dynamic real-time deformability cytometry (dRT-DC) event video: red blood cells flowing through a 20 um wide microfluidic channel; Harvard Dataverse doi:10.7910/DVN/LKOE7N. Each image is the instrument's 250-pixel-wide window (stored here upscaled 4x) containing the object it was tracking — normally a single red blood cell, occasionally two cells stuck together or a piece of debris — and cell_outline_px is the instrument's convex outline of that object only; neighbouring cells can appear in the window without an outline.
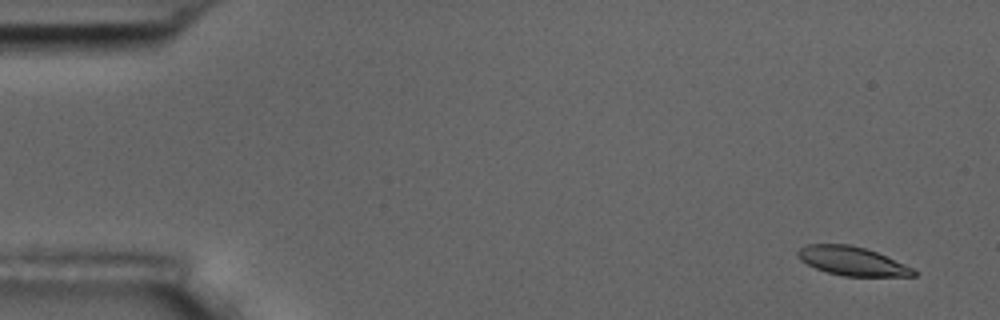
{"species": "common noctule bat (a hibernating species)", "species_latin": "Nyctalus noctula", "temperature_condition": "room temperature", "stored_images_in_passage": 2, "camera_frame_rate_fps": 3000, "um_per_image_px": 0.085, "animal": {"sex": "male", "body_mass_g": 17.5, "forearm_length_mm": 52.3}, "frame": {"image": 1, "passage_image": 2, "time_ms": 1.333, "image_size_px": [1000, 320], "cell_outline_px": [[916, 276], [844, 276], [828, 272], [816, 268], [800, 260], [796, 256], [796, 252], [800, 248], [808, 244], [848, 244], [864, 248], [876, 252], [904, 264], [912, 268], [916, 272]], "centroid_in_image_um": [72.39, 22.19], "position_along_channel_um": 12.6, "area_um2": 19.19}}